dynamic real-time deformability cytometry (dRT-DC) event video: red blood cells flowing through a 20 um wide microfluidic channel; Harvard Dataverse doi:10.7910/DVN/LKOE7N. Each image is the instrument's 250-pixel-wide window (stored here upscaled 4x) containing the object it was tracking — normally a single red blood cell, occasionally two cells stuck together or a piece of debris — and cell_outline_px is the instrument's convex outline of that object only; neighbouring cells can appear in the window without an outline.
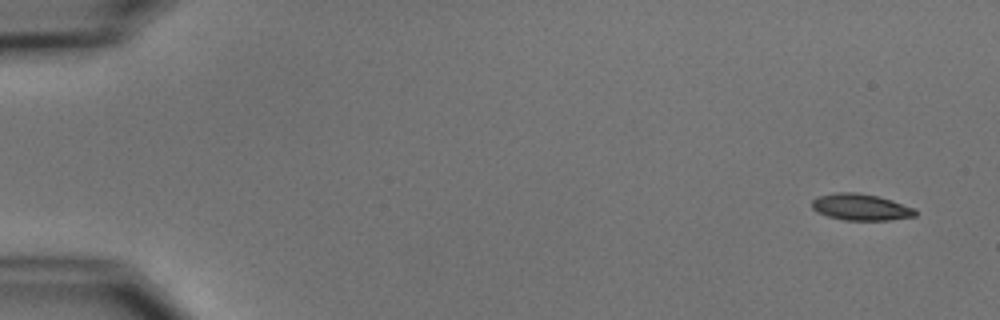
{"species": "common noctule bat (a hibernating species)", "species_latin": "Nyctalus noctula", "temperature_condition": "cold", "stored_images_in_passage": 5, "camera_frame_rate_fps": 3000, "um_per_image_px": 0.085, "animal": {"sex": "male", "body_mass_g": 15.6}, "frame": {"image": 1, "passage_image": 1, "time_ms": 0.0, "image_size_px": [1000, 320], "cell_outline_px": [[916, 216], [888, 220], [844, 220], [828, 216], [816, 212], [812, 208], [812, 200], [816, 196], [836, 192], [856, 192], [876, 196], [892, 200], [916, 208]], "centroid_in_image_um": [73.15, 17.6], "position_along_channel_um": 11.9, "area_um2": 16.07}}
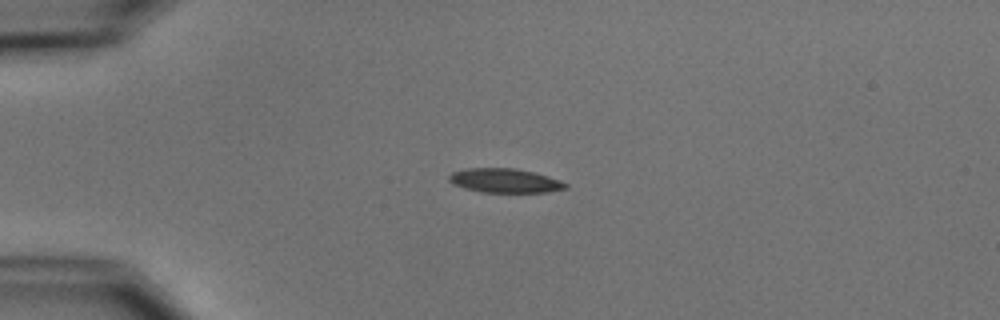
{"frame": {"image": 2, "passage_image": 4, "time_ms": 3.667, "image_size_px": [1000, 320], "cell_outline_px": [[568, 188], [548, 192], [480, 192], [464, 188], [452, 184], [448, 180], [448, 176], [452, 172], [468, 168], [516, 168], [548, 176], [560, 180], [568, 184]], "centroid_in_image_um": [42.9, 15.35], "position_along_channel_um": 42.1, "area_um2": 16.47}}